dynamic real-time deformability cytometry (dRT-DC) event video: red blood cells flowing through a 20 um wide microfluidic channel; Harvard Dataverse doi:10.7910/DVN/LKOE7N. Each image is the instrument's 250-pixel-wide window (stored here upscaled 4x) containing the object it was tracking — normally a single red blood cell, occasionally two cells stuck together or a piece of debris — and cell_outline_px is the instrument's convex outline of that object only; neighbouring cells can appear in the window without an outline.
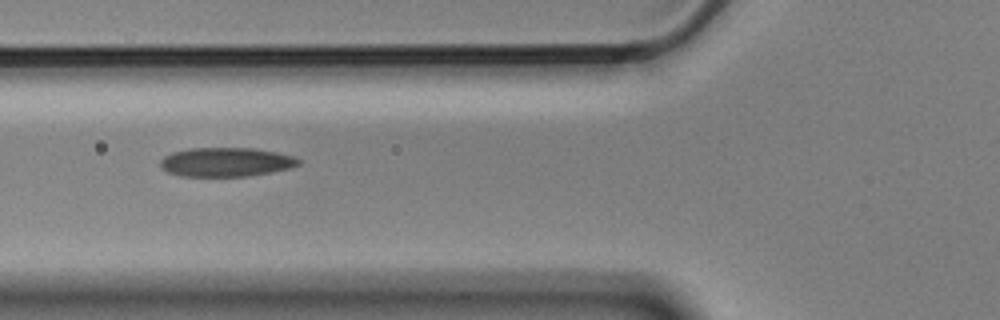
{"species": "Egyptian fruit bat (a non-hibernating species)", "species_latin": "Rousettus aegyptiacus", "temperature_condition": "cold", "stored_images_in_passage": 15, "camera_frame_rate_fps": 3000, "um_per_image_px": 0.085, "animal": {"sex": "male"}, "frame": {"image": 1, "passage_image": 5, "time_ms": 1.333, "image_size_px": [1000, 320], "cell_outline_px": [[300, 164], [288, 168], [272, 172], [248, 176], [180, 176], [168, 172], [160, 168], [160, 160], [164, 156], [172, 152], [188, 148], [256, 148], [276, 152], [292, 156], [300, 160]], "centroid_in_image_um": [19.17, 13.77], "position_along_channel_um": 106.6, "area_um2": 23.47}}
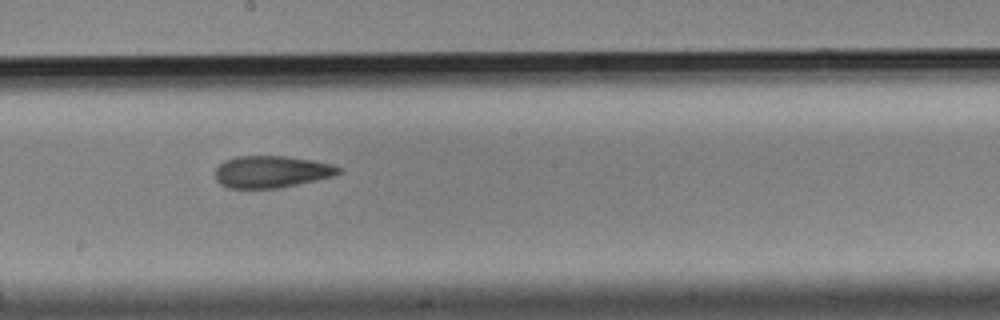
{"frame": {"image": 2, "passage_image": 8, "time_ms": 2.333, "image_size_px": [1000, 320], "cell_outline_px": [[340, 172], [332, 176], [316, 180], [280, 188], [228, 188], [220, 184], [216, 180], [216, 168], [224, 160], [236, 156], [288, 156], [312, 160], [332, 164], [340, 168]], "centroid_in_image_um": [23.05, 14.59], "position_along_channel_um": 225.2, "area_um2": 22.95}}
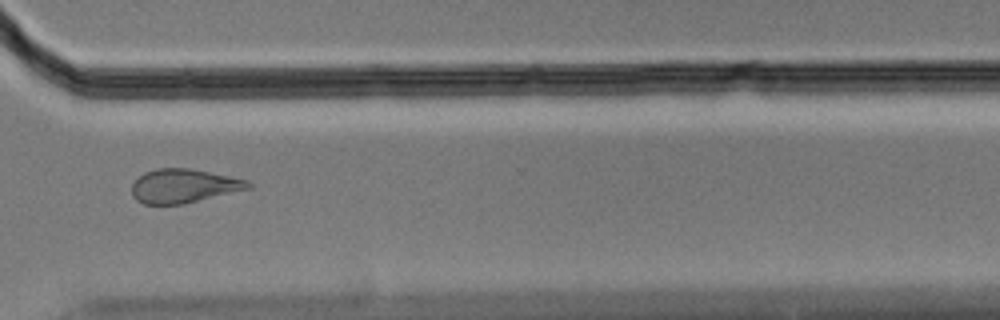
{"frame": {"image": 3, "passage_image": 11, "time_ms": 3.333, "image_size_px": [1000, 320], "cell_outline_px": [[252, 188], [184, 204], [144, 204], [136, 200], [132, 196], [132, 184], [144, 172], [156, 168], [192, 168], [248, 180], [252, 184]], "centroid_in_image_um": [15.62, 15.8], "position_along_channel_um": 355.0, "area_um2": 23.12}}